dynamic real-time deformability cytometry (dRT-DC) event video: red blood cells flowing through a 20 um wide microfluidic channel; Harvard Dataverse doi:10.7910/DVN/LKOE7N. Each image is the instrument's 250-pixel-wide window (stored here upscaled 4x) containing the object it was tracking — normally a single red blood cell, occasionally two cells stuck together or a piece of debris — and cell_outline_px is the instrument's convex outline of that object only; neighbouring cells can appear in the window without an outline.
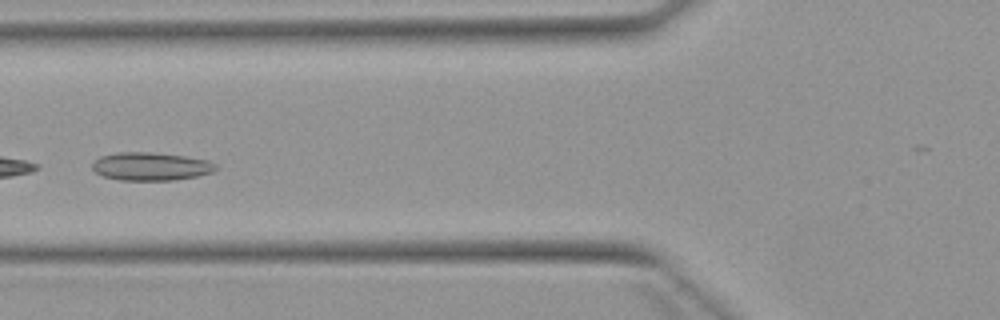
{"species": "Egyptian fruit bat (a non-hibernating species)", "species_latin": "Rousettus aegyptiacus", "temperature_condition": "warm", "stored_images_in_passage": 6, "camera_frame_rate_fps": 3000, "um_per_image_px": 0.085, "animal": {"sex": "female"}, "frame": {"image": 1, "passage_image": 5, "time_ms": 4.667, "image_size_px": [1000, 320], "cell_outline_px": [[216, 168], [212, 172], [196, 176], [176, 180], [120, 180], [104, 176], [96, 172], [92, 168], [92, 164], [100, 156], [116, 152], [152, 152], [184, 156], [208, 160], [216, 164]], "centroid_in_image_um": [12.81, 14.14], "position_along_channel_um": 113.0, "area_um2": 20.17}}
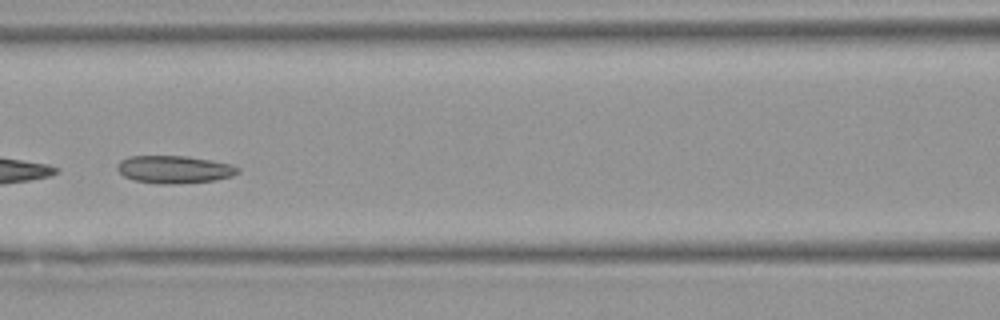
{"frame": {"image": 2, "passage_image": 6, "time_ms": 5.667, "image_size_px": [1000, 320], "cell_outline_px": [[240, 172], [232, 176], [216, 180], [176, 184], [160, 184], [136, 180], [124, 176], [116, 168], [116, 164], [120, 160], [128, 156], [188, 156], [212, 160], [232, 164], [240, 168]], "centroid_in_image_um": [14.84, 14.39], "position_along_channel_um": 151.8, "area_um2": 19.59}}